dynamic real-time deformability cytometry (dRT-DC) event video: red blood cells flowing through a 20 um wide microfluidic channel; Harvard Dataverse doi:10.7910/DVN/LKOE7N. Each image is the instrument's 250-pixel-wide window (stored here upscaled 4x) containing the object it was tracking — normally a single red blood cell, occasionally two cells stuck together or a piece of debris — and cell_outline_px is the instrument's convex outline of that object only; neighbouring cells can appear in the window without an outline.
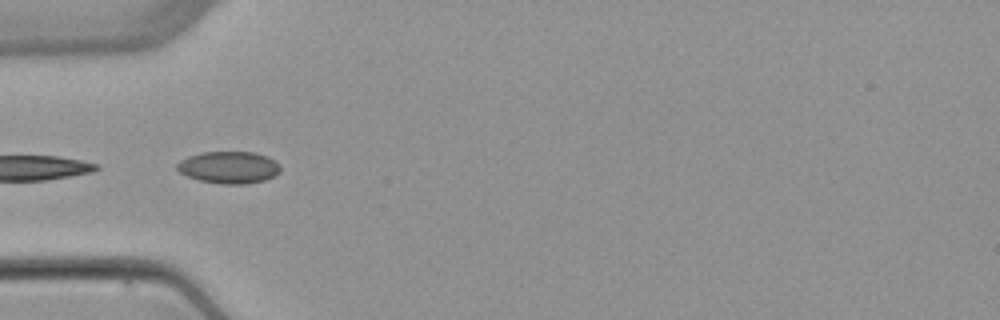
{"species": "common noctule bat (a hibernating species)", "species_latin": "Nyctalus noctula", "temperature_condition": "warm", "stored_images_in_passage": 7, "segment_of_instrument_passage": [2, 2], "camera_frame_rate_fps": 3000, "um_per_image_px": 0.085, "animal": {"sex": "female", "body_mass_g": 22.7, "forearm_length_mm": 54.2}, "frame": {"image": 1, "passage_image": 5, "time_ms": 5.0, "image_size_px": [1000, 320], "cell_outline_px": [[280, 172], [264, 180], [244, 184], [220, 184], [200, 180], [188, 176], [180, 172], [176, 168], [176, 164], [180, 160], [188, 156], [200, 152], [256, 152], [268, 156], [280, 168]], "centroid_in_image_um": [19.42, 14.22], "position_along_channel_um": 65.6, "area_um2": 19.19}}
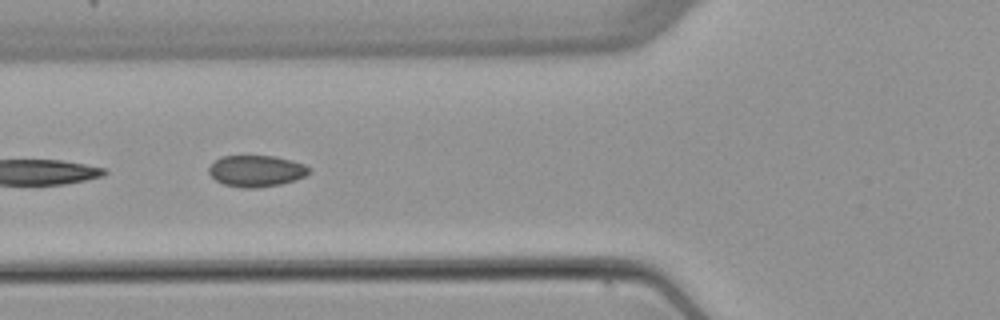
{"frame": {"image": 2, "passage_image": 6, "time_ms": 6.0, "image_size_px": [1000, 320], "cell_outline_px": [[312, 172], [304, 176], [280, 184], [256, 188], [240, 188], [224, 184], [216, 180], [208, 172], [208, 168], [220, 156], [276, 156], [292, 160], [304, 164]], "centroid_in_image_um": [21.77, 14.53], "position_along_channel_um": 104.0, "area_um2": 18.26}}
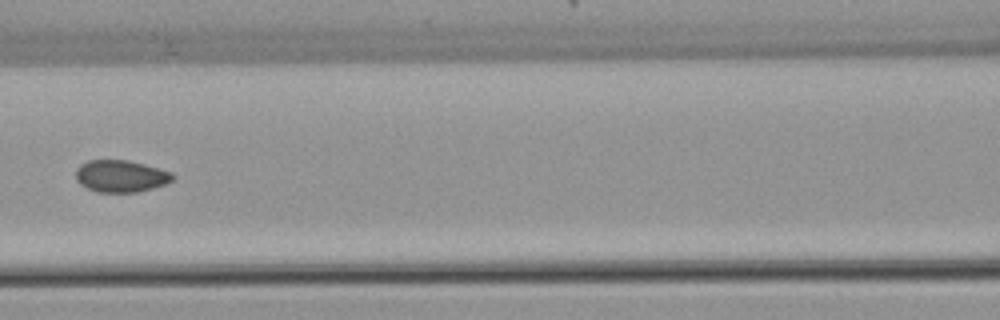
{"frame": {"image": 3, "passage_image": 7, "time_ms": 7.333, "image_size_px": [1000, 320], "cell_outline_px": [[176, 176], [172, 180], [164, 184], [152, 188], [136, 192], [96, 192], [80, 184], [76, 180], [76, 168], [80, 164], [88, 160], [128, 160], [144, 164], [172, 172]], "centroid_in_image_um": [10.25, 14.96], "position_along_channel_um": 156.3, "area_um2": 18.09}}